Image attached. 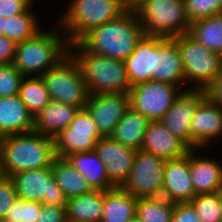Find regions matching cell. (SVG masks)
Masks as SVG:
<instances>
[{
    "label": "cell",
    "mask_w": 222,
    "mask_h": 222,
    "mask_svg": "<svg viewBox=\"0 0 222 222\" xmlns=\"http://www.w3.org/2000/svg\"><path fill=\"white\" fill-rule=\"evenodd\" d=\"M135 10L149 36L174 38L188 33L192 23L184 0H142Z\"/></svg>",
    "instance_id": "5b68a950"
},
{
    "label": "cell",
    "mask_w": 222,
    "mask_h": 222,
    "mask_svg": "<svg viewBox=\"0 0 222 222\" xmlns=\"http://www.w3.org/2000/svg\"><path fill=\"white\" fill-rule=\"evenodd\" d=\"M149 122L144 115L129 107L116 125L112 137L125 147L141 150Z\"/></svg>",
    "instance_id": "4316f807"
},
{
    "label": "cell",
    "mask_w": 222,
    "mask_h": 222,
    "mask_svg": "<svg viewBox=\"0 0 222 222\" xmlns=\"http://www.w3.org/2000/svg\"><path fill=\"white\" fill-rule=\"evenodd\" d=\"M103 137L112 136L129 108V93L91 94L85 106Z\"/></svg>",
    "instance_id": "9a60e30c"
},
{
    "label": "cell",
    "mask_w": 222,
    "mask_h": 222,
    "mask_svg": "<svg viewBox=\"0 0 222 222\" xmlns=\"http://www.w3.org/2000/svg\"><path fill=\"white\" fill-rule=\"evenodd\" d=\"M145 35L135 9H126L117 18L97 26L79 42L90 52L125 61Z\"/></svg>",
    "instance_id": "6da1fadb"
},
{
    "label": "cell",
    "mask_w": 222,
    "mask_h": 222,
    "mask_svg": "<svg viewBox=\"0 0 222 222\" xmlns=\"http://www.w3.org/2000/svg\"><path fill=\"white\" fill-rule=\"evenodd\" d=\"M191 22L222 13V0H184Z\"/></svg>",
    "instance_id": "d590c367"
},
{
    "label": "cell",
    "mask_w": 222,
    "mask_h": 222,
    "mask_svg": "<svg viewBox=\"0 0 222 222\" xmlns=\"http://www.w3.org/2000/svg\"><path fill=\"white\" fill-rule=\"evenodd\" d=\"M124 62L131 87L154 80V36L144 35Z\"/></svg>",
    "instance_id": "7402d4cb"
},
{
    "label": "cell",
    "mask_w": 222,
    "mask_h": 222,
    "mask_svg": "<svg viewBox=\"0 0 222 222\" xmlns=\"http://www.w3.org/2000/svg\"><path fill=\"white\" fill-rule=\"evenodd\" d=\"M69 163L76 168L94 190H110L115 186L109 180L105 165L96 152L73 153L66 157Z\"/></svg>",
    "instance_id": "d4e9b609"
},
{
    "label": "cell",
    "mask_w": 222,
    "mask_h": 222,
    "mask_svg": "<svg viewBox=\"0 0 222 222\" xmlns=\"http://www.w3.org/2000/svg\"><path fill=\"white\" fill-rule=\"evenodd\" d=\"M37 222H67L66 208L42 203Z\"/></svg>",
    "instance_id": "ab89813d"
},
{
    "label": "cell",
    "mask_w": 222,
    "mask_h": 222,
    "mask_svg": "<svg viewBox=\"0 0 222 222\" xmlns=\"http://www.w3.org/2000/svg\"><path fill=\"white\" fill-rule=\"evenodd\" d=\"M171 222H202L190 202L174 203Z\"/></svg>",
    "instance_id": "74e56055"
},
{
    "label": "cell",
    "mask_w": 222,
    "mask_h": 222,
    "mask_svg": "<svg viewBox=\"0 0 222 222\" xmlns=\"http://www.w3.org/2000/svg\"><path fill=\"white\" fill-rule=\"evenodd\" d=\"M190 203L195 208L202 222H222L219 191L197 194L190 200Z\"/></svg>",
    "instance_id": "d6a6232c"
},
{
    "label": "cell",
    "mask_w": 222,
    "mask_h": 222,
    "mask_svg": "<svg viewBox=\"0 0 222 222\" xmlns=\"http://www.w3.org/2000/svg\"><path fill=\"white\" fill-rule=\"evenodd\" d=\"M166 161L142 149L136 150L131 172L122 188L138 198L161 196Z\"/></svg>",
    "instance_id": "8fae6325"
},
{
    "label": "cell",
    "mask_w": 222,
    "mask_h": 222,
    "mask_svg": "<svg viewBox=\"0 0 222 222\" xmlns=\"http://www.w3.org/2000/svg\"><path fill=\"white\" fill-rule=\"evenodd\" d=\"M80 108L51 100L35 117L33 131L55 138L69 127Z\"/></svg>",
    "instance_id": "44dd1931"
},
{
    "label": "cell",
    "mask_w": 222,
    "mask_h": 222,
    "mask_svg": "<svg viewBox=\"0 0 222 222\" xmlns=\"http://www.w3.org/2000/svg\"><path fill=\"white\" fill-rule=\"evenodd\" d=\"M105 165L106 173L115 187H122L131 172L136 150L125 147L112 136L101 137L94 148Z\"/></svg>",
    "instance_id": "5bb4252c"
},
{
    "label": "cell",
    "mask_w": 222,
    "mask_h": 222,
    "mask_svg": "<svg viewBox=\"0 0 222 222\" xmlns=\"http://www.w3.org/2000/svg\"><path fill=\"white\" fill-rule=\"evenodd\" d=\"M51 168L58 186L64 192L67 199L93 190L82 174L66 158L57 156Z\"/></svg>",
    "instance_id": "83f0119b"
},
{
    "label": "cell",
    "mask_w": 222,
    "mask_h": 222,
    "mask_svg": "<svg viewBox=\"0 0 222 222\" xmlns=\"http://www.w3.org/2000/svg\"><path fill=\"white\" fill-rule=\"evenodd\" d=\"M119 1L126 7V9H135L142 2V0H119Z\"/></svg>",
    "instance_id": "7bdbcfd3"
},
{
    "label": "cell",
    "mask_w": 222,
    "mask_h": 222,
    "mask_svg": "<svg viewBox=\"0 0 222 222\" xmlns=\"http://www.w3.org/2000/svg\"><path fill=\"white\" fill-rule=\"evenodd\" d=\"M41 77L51 100L85 108L90 93L79 66L70 53Z\"/></svg>",
    "instance_id": "52a82bcc"
},
{
    "label": "cell",
    "mask_w": 222,
    "mask_h": 222,
    "mask_svg": "<svg viewBox=\"0 0 222 222\" xmlns=\"http://www.w3.org/2000/svg\"><path fill=\"white\" fill-rule=\"evenodd\" d=\"M1 166L4 176L51 167L56 156L54 138L35 131L0 138Z\"/></svg>",
    "instance_id": "7a4b0ae2"
},
{
    "label": "cell",
    "mask_w": 222,
    "mask_h": 222,
    "mask_svg": "<svg viewBox=\"0 0 222 222\" xmlns=\"http://www.w3.org/2000/svg\"><path fill=\"white\" fill-rule=\"evenodd\" d=\"M174 203L162 196L139 197L136 217L141 222H171Z\"/></svg>",
    "instance_id": "4dcf8cb0"
},
{
    "label": "cell",
    "mask_w": 222,
    "mask_h": 222,
    "mask_svg": "<svg viewBox=\"0 0 222 222\" xmlns=\"http://www.w3.org/2000/svg\"><path fill=\"white\" fill-rule=\"evenodd\" d=\"M69 53L78 64L90 95L129 93L131 85L124 61L90 52L79 41L69 44Z\"/></svg>",
    "instance_id": "3957f363"
},
{
    "label": "cell",
    "mask_w": 222,
    "mask_h": 222,
    "mask_svg": "<svg viewBox=\"0 0 222 222\" xmlns=\"http://www.w3.org/2000/svg\"><path fill=\"white\" fill-rule=\"evenodd\" d=\"M23 78L13 63L0 64V97L18 95Z\"/></svg>",
    "instance_id": "e575fe53"
},
{
    "label": "cell",
    "mask_w": 222,
    "mask_h": 222,
    "mask_svg": "<svg viewBox=\"0 0 222 222\" xmlns=\"http://www.w3.org/2000/svg\"><path fill=\"white\" fill-rule=\"evenodd\" d=\"M207 97L222 107V71L205 89Z\"/></svg>",
    "instance_id": "b9f144b4"
},
{
    "label": "cell",
    "mask_w": 222,
    "mask_h": 222,
    "mask_svg": "<svg viewBox=\"0 0 222 222\" xmlns=\"http://www.w3.org/2000/svg\"><path fill=\"white\" fill-rule=\"evenodd\" d=\"M30 9L24 13L5 18L4 36L16 43L36 36L41 30Z\"/></svg>",
    "instance_id": "1f68e13d"
},
{
    "label": "cell",
    "mask_w": 222,
    "mask_h": 222,
    "mask_svg": "<svg viewBox=\"0 0 222 222\" xmlns=\"http://www.w3.org/2000/svg\"><path fill=\"white\" fill-rule=\"evenodd\" d=\"M32 0H0V17L8 18L31 9Z\"/></svg>",
    "instance_id": "f35d334b"
},
{
    "label": "cell",
    "mask_w": 222,
    "mask_h": 222,
    "mask_svg": "<svg viewBox=\"0 0 222 222\" xmlns=\"http://www.w3.org/2000/svg\"><path fill=\"white\" fill-rule=\"evenodd\" d=\"M34 117L18 95L0 97V138L33 131Z\"/></svg>",
    "instance_id": "ffe728a7"
},
{
    "label": "cell",
    "mask_w": 222,
    "mask_h": 222,
    "mask_svg": "<svg viewBox=\"0 0 222 222\" xmlns=\"http://www.w3.org/2000/svg\"><path fill=\"white\" fill-rule=\"evenodd\" d=\"M0 222H14V221L8 220L6 218H2V219H0Z\"/></svg>",
    "instance_id": "c3c4849f"
},
{
    "label": "cell",
    "mask_w": 222,
    "mask_h": 222,
    "mask_svg": "<svg viewBox=\"0 0 222 222\" xmlns=\"http://www.w3.org/2000/svg\"><path fill=\"white\" fill-rule=\"evenodd\" d=\"M104 190H92L86 194L67 199L68 222H101Z\"/></svg>",
    "instance_id": "484cf974"
},
{
    "label": "cell",
    "mask_w": 222,
    "mask_h": 222,
    "mask_svg": "<svg viewBox=\"0 0 222 222\" xmlns=\"http://www.w3.org/2000/svg\"><path fill=\"white\" fill-rule=\"evenodd\" d=\"M189 171L190 151L183 157L167 160L161 196L172 203L190 202L196 194Z\"/></svg>",
    "instance_id": "2e32d148"
},
{
    "label": "cell",
    "mask_w": 222,
    "mask_h": 222,
    "mask_svg": "<svg viewBox=\"0 0 222 222\" xmlns=\"http://www.w3.org/2000/svg\"><path fill=\"white\" fill-rule=\"evenodd\" d=\"M3 176V173H2V166H1V153H0V177Z\"/></svg>",
    "instance_id": "7dc6e473"
},
{
    "label": "cell",
    "mask_w": 222,
    "mask_h": 222,
    "mask_svg": "<svg viewBox=\"0 0 222 222\" xmlns=\"http://www.w3.org/2000/svg\"><path fill=\"white\" fill-rule=\"evenodd\" d=\"M128 222H141L136 216Z\"/></svg>",
    "instance_id": "bcb514c9"
},
{
    "label": "cell",
    "mask_w": 222,
    "mask_h": 222,
    "mask_svg": "<svg viewBox=\"0 0 222 222\" xmlns=\"http://www.w3.org/2000/svg\"><path fill=\"white\" fill-rule=\"evenodd\" d=\"M101 137L103 136L88 110L81 108L69 127L54 138L56 156L66 158L73 153L93 151Z\"/></svg>",
    "instance_id": "7c38bea8"
},
{
    "label": "cell",
    "mask_w": 222,
    "mask_h": 222,
    "mask_svg": "<svg viewBox=\"0 0 222 222\" xmlns=\"http://www.w3.org/2000/svg\"><path fill=\"white\" fill-rule=\"evenodd\" d=\"M191 149L206 146L222 135V107L206 97L196 109L190 125Z\"/></svg>",
    "instance_id": "ac0fdd59"
},
{
    "label": "cell",
    "mask_w": 222,
    "mask_h": 222,
    "mask_svg": "<svg viewBox=\"0 0 222 222\" xmlns=\"http://www.w3.org/2000/svg\"><path fill=\"white\" fill-rule=\"evenodd\" d=\"M219 198H220V205H221V211H222V188L219 190Z\"/></svg>",
    "instance_id": "f6af8a7d"
},
{
    "label": "cell",
    "mask_w": 222,
    "mask_h": 222,
    "mask_svg": "<svg viewBox=\"0 0 222 222\" xmlns=\"http://www.w3.org/2000/svg\"><path fill=\"white\" fill-rule=\"evenodd\" d=\"M172 39L181 53L185 80L197 83L195 89L205 90L222 71V55L204 47L189 33Z\"/></svg>",
    "instance_id": "ba28073f"
},
{
    "label": "cell",
    "mask_w": 222,
    "mask_h": 222,
    "mask_svg": "<svg viewBox=\"0 0 222 222\" xmlns=\"http://www.w3.org/2000/svg\"><path fill=\"white\" fill-rule=\"evenodd\" d=\"M126 10L119 0H72L61 27L69 44L78 42L91 29L117 18Z\"/></svg>",
    "instance_id": "8992f818"
},
{
    "label": "cell",
    "mask_w": 222,
    "mask_h": 222,
    "mask_svg": "<svg viewBox=\"0 0 222 222\" xmlns=\"http://www.w3.org/2000/svg\"><path fill=\"white\" fill-rule=\"evenodd\" d=\"M178 88L154 80L137 84L129 90V107L149 121H160L180 94Z\"/></svg>",
    "instance_id": "30bf717a"
},
{
    "label": "cell",
    "mask_w": 222,
    "mask_h": 222,
    "mask_svg": "<svg viewBox=\"0 0 222 222\" xmlns=\"http://www.w3.org/2000/svg\"><path fill=\"white\" fill-rule=\"evenodd\" d=\"M60 34L63 33L40 31L17 43L13 64L23 76H42L69 53V42Z\"/></svg>",
    "instance_id": "277c9868"
},
{
    "label": "cell",
    "mask_w": 222,
    "mask_h": 222,
    "mask_svg": "<svg viewBox=\"0 0 222 222\" xmlns=\"http://www.w3.org/2000/svg\"><path fill=\"white\" fill-rule=\"evenodd\" d=\"M17 43L0 35V64L13 63L16 53Z\"/></svg>",
    "instance_id": "60d3db41"
},
{
    "label": "cell",
    "mask_w": 222,
    "mask_h": 222,
    "mask_svg": "<svg viewBox=\"0 0 222 222\" xmlns=\"http://www.w3.org/2000/svg\"><path fill=\"white\" fill-rule=\"evenodd\" d=\"M138 197L122 187L104 190L101 222H128L136 216Z\"/></svg>",
    "instance_id": "cb8c5ba5"
},
{
    "label": "cell",
    "mask_w": 222,
    "mask_h": 222,
    "mask_svg": "<svg viewBox=\"0 0 222 222\" xmlns=\"http://www.w3.org/2000/svg\"><path fill=\"white\" fill-rule=\"evenodd\" d=\"M188 33L207 49L222 55V13L193 21Z\"/></svg>",
    "instance_id": "f1b7e54d"
},
{
    "label": "cell",
    "mask_w": 222,
    "mask_h": 222,
    "mask_svg": "<svg viewBox=\"0 0 222 222\" xmlns=\"http://www.w3.org/2000/svg\"><path fill=\"white\" fill-rule=\"evenodd\" d=\"M190 150V176L195 194L218 192L222 188V165L216 160L196 157Z\"/></svg>",
    "instance_id": "603a6c76"
},
{
    "label": "cell",
    "mask_w": 222,
    "mask_h": 222,
    "mask_svg": "<svg viewBox=\"0 0 222 222\" xmlns=\"http://www.w3.org/2000/svg\"><path fill=\"white\" fill-rule=\"evenodd\" d=\"M141 149L166 160L183 157L191 150L181 139L172 134L161 121L148 123Z\"/></svg>",
    "instance_id": "d6986e66"
},
{
    "label": "cell",
    "mask_w": 222,
    "mask_h": 222,
    "mask_svg": "<svg viewBox=\"0 0 222 222\" xmlns=\"http://www.w3.org/2000/svg\"><path fill=\"white\" fill-rule=\"evenodd\" d=\"M5 18L0 17V35H4Z\"/></svg>",
    "instance_id": "ee69618b"
},
{
    "label": "cell",
    "mask_w": 222,
    "mask_h": 222,
    "mask_svg": "<svg viewBox=\"0 0 222 222\" xmlns=\"http://www.w3.org/2000/svg\"><path fill=\"white\" fill-rule=\"evenodd\" d=\"M18 198L15 184L11 177H0V219L5 218L9 209Z\"/></svg>",
    "instance_id": "8d00e7d4"
},
{
    "label": "cell",
    "mask_w": 222,
    "mask_h": 222,
    "mask_svg": "<svg viewBox=\"0 0 222 222\" xmlns=\"http://www.w3.org/2000/svg\"><path fill=\"white\" fill-rule=\"evenodd\" d=\"M154 81L177 86L186 82L181 53L172 38L154 36Z\"/></svg>",
    "instance_id": "e0dca14e"
},
{
    "label": "cell",
    "mask_w": 222,
    "mask_h": 222,
    "mask_svg": "<svg viewBox=\"0 0 222 222\" xmlns=\"http://www.w3.org/2000/svg\"><path fill=\"white\" fill-rule=\"evenodd\" d=\"M18 96L28 111L35 117L50 101V95L41 76L22 79Z\"/></svg>",
    "instance_id": "f546056e"
},
{
    "label": "cell",
    "mask_w": 222,
    "mask_h": 222,
    "mask_svg": "<svg viewBox=\"0 0 222 222\" xmlns=\"http://www.w3.org/2000/svg\"><path fill=\"white\" fill-rule=\"evenodd\" d=\"M41 209V202L17 198L5 218L14 222H37Z\"/></svg>",
    "instance_id": "836d02e7"
},
{
    "label": "cell",
    "mask_w": 222,
    "mask_h": 222,
    "mask_svg": "<svg viewBox=\"0 0 222 222\" xmlns=\"http://www.w3.org/2000/svg\"><path fill=\"white\" fill-rule=\"evenodd\" d=\"M181 92L172 107L160 120L175 136L191 149V120L199 104L207 97L206 91L192 89Z\"/></svg>",
    "instance_id": "4fadbf2b"
},
{
    "label": "cell",
    "mask_w": 222,
    "mask_h": 222,
    "mask_svg": "<svg viewBox=\"0 0 222 222\" xmlns=\"http://www.w3.org/2000/svg\"><path fill=\"white\" fill-rule=\"evenodd\" d=\"M11 178L19 199L67 207V198L58 186L51 167L18 172Z\"/></svg>",
    "instance_id": "9c48e42d"
}]
</instances>
